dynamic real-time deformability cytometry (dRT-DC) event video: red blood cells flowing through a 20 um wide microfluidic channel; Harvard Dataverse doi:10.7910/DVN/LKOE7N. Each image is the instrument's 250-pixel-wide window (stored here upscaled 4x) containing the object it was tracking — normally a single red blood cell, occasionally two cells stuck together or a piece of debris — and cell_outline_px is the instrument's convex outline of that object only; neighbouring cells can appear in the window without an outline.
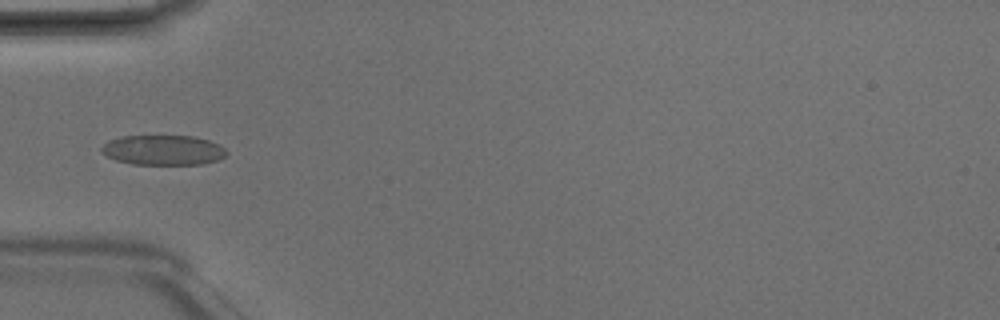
{"species": "Egyptian fruit bat (a non-hibernating species)", "species_latin": "Rousettus aegyptiacus", "temperature_condition": "room temperature", "stored_images_in_passage": 5, "camera_frame_rate_fps": 3000, "um_per_image_px": 0.085, "animal": {"sex": "male"}, "frame": {"image": 1, "passage_image": 5, "time_ms": 1.333, "image_size_px": [1000, 320], "cell_outline_px": [[228, 152], [224, 156], [216, 160], [204, 164], [132, 164], [116, 160], [100, 152], [100, 148], [108, 140], [120, 136], [192, 136], [208, 140], [220, 144]], "centroid_in_image_um": [13.85, 12.75], "position_along_channel_um": 71.1, "area_um2": 21.85}}